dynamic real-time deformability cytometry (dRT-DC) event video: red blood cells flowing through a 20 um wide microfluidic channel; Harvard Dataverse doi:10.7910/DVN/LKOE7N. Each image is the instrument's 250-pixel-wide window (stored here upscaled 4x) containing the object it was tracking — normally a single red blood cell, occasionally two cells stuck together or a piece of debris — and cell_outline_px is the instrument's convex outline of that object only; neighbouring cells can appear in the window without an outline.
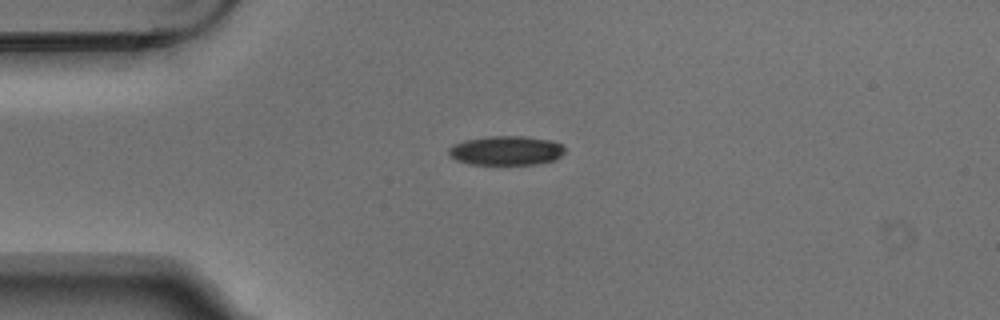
{"species": "Egyptian fruit bat (a non-hibernating species)", "species_latin": "Rousettus aegyptiacus", "temperature_condition": "warm", "stored_images_in_passage": 2, "camera_frame_rate_fps": 3000, "um_per_image_px": 0.085, "animal": {"sex": "male"}, "frame": {"image": 1, "passage_image": 2, "time_ms": 0.333, "image_size_px": [1000, 320], "cell_outline_px": [[564, 152], [556, 160], [536, 164], [468, 164], [456, 160], [448, 156], [448, 148], [452, 144], [464, 140], [488, 136], [524, 136], [552, 140], [560, 144], [564, 148]], "centroid_in_image_um": [42.98, 12.79], "position_along_channel_um": 42.0, "area_um2": 20.0}}